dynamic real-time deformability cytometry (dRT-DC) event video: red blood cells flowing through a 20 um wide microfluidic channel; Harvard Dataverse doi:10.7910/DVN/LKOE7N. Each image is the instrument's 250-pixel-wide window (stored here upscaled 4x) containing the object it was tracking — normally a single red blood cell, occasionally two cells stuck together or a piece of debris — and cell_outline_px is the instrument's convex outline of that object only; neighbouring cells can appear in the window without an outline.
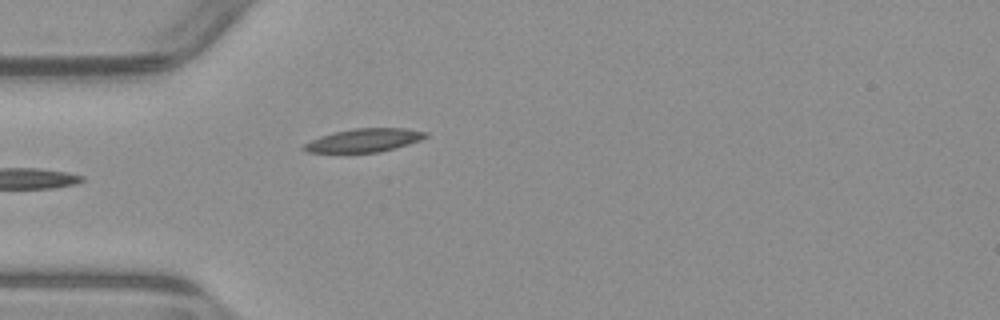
{"species": "common noctule bat (a hibernating species)", "species_latin": "Nyctalus noctula", "temperature_condition": "warm", "stored_images_in_passage": 37, "camera_frame_rate_fps": 3000, "um_per_image_px": 0.085, "animal": {"sex": "male", "body_mass_g": 23.1, "forearm_length_mm": 52.7}, "frame": {"image": 1, "passage_image": 1, "time_ms": 0.0, "image_size_px": [1000, 320], "cell_outline_px": [[428, 136], [420, 140], [396, 148], [380, 152], [304, 152], [300, 148], [304, 144], [320, 136], [332, 132], [352, 128], [408, 128], [428, 132]], "centroid_in_image_um": [30.95, 11.91], "position_along_channel_um": 54.1, "area_um2": 16.7}}
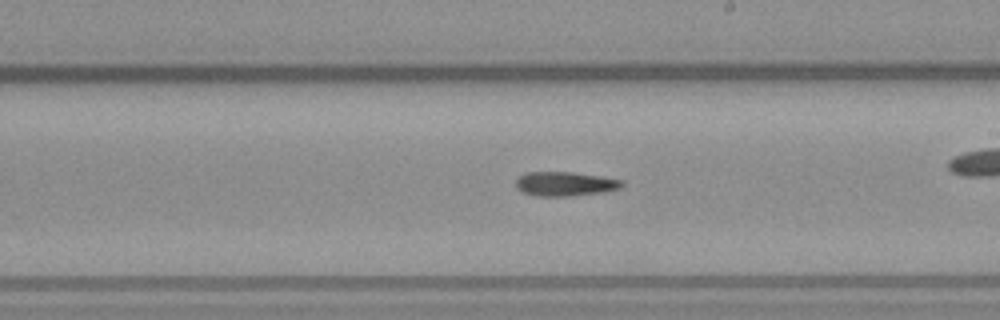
{"frame": {"image": 2, "passage_image": 13, "time_ms": 4.0, "image_size_px": [1000, 320], "cell_outline_px": [[624, 184], [620, 188], [600, 192], [568, 196], [540, 196], [524, 192], [516, 188], [516, 176], [524, 172], [572, 172], [604, 176], [624, 180]], "centroid_in_image_um": [48.02, 15.6], "position_along_channel_um": 241.0, "area_um2": 15.09}}
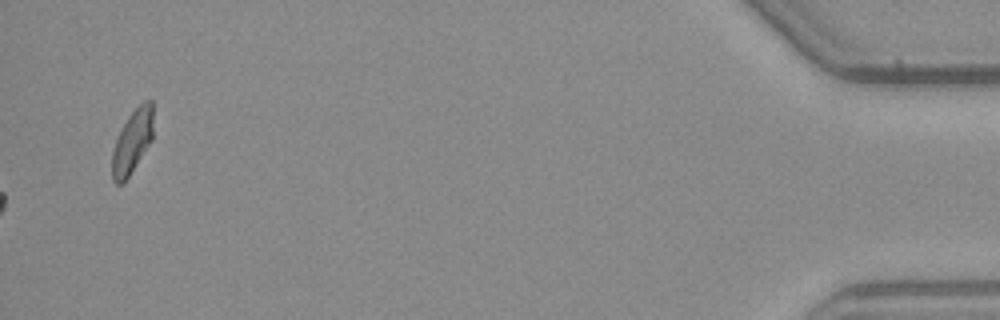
{"frame": {"image": 3, "passage_image": 37, "time_ms": 12.0, "image_size_px": [1000, 320], "cell_outline_px": [[152, 140], [124, 184], [116, 184], [112, 180], [112, 152], [116, 140], [128, 116], [144, 100], [152, 100]], "centroid_in_image_um": [11.24, 12.07], "position_along_channel_um": 424.0, "area_um2": 15.09}}